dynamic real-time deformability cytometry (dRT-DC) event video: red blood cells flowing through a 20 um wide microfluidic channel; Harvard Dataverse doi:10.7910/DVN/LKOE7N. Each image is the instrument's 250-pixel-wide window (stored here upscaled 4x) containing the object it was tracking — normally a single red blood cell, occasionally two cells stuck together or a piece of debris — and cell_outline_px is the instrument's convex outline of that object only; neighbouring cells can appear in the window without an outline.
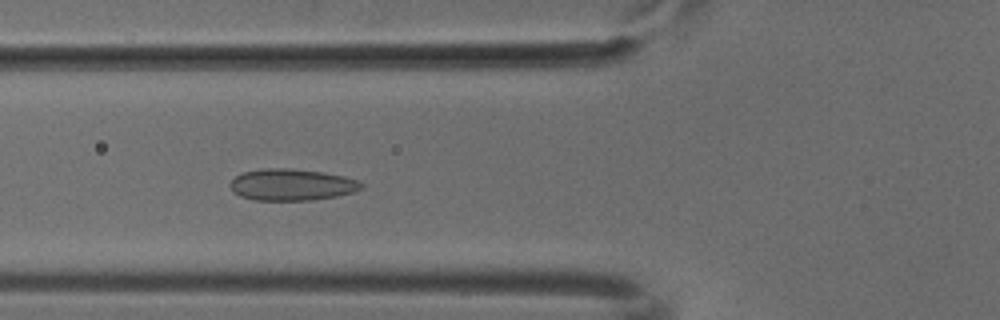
{"species": "common noctule bat (a hibernating species)", "species_latin": "Nyctalus noctula", "temperature_condition": "cold", "stored_images_in_passage": 50, "camera_frame_rate_fps": 3000, "um_per_image_px": 0.085, "animal": {"sex": "male", "body_mass_g": 18.8}, "frame": {"image": 1, "passage_image": 18, "time_ms": 5.667, "image_size_px": [1000, 320], "cell_outline_px": [[364, 188], [352, 192], [336, 196], [312, 200], [256, 200], [240, 196], [232, 192], [228, 184], [240, 172], [260, 168], [292, 168], [324, 172], [344, 176], [356, 180], [364, 184]], "centroid_in_image_um": [24.76, 15.69], "position_along_channel_um": 101.0, "area_um2": 24.45}}
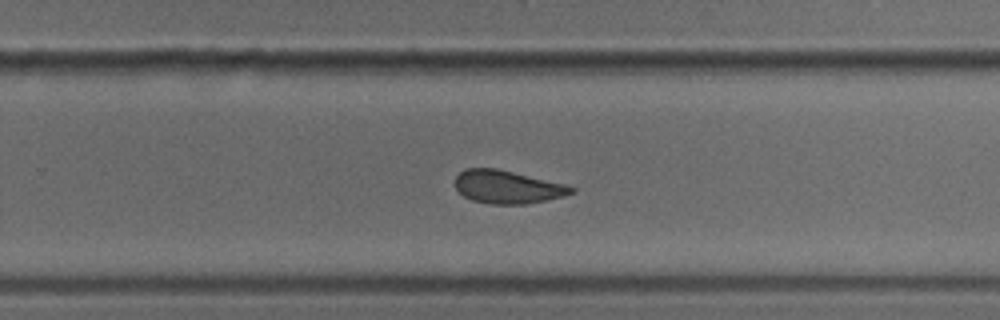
{"frame": {"image": 2, "passage_image": 32, "time_ms": 10.333, "image_size_px": [1000, 320], "cell_outline_px": [[576, 192], [564, 196], [524, 204], [488, 204], [472, 200], [464, 196], [456, 188], [456, 176], [464, 168], [496, 168], [564, 184], [576, 188]], "centroid_in_image_um": [43.12, 15.89], "position_along_channel_um": 286.7, "area_um2": 22.2}}
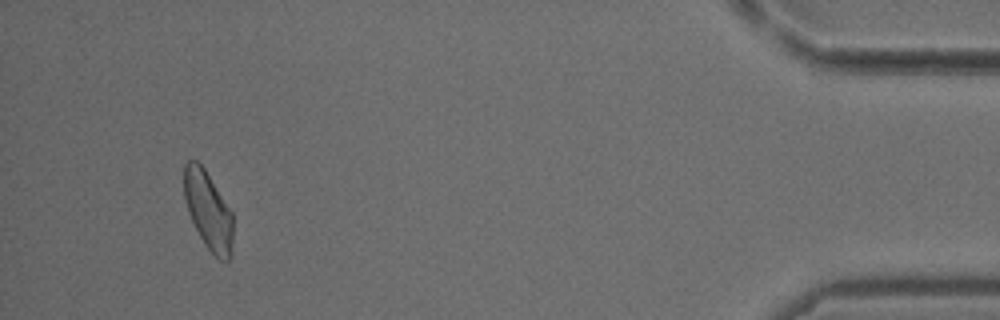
{"frame": {"image": 3, "passage_image": 47, "time_ms": 15.333, "image_size_px": [1000, 320], "cell_outline_px": [[232, 256], [228, 260], [220, 260], [208, 248], [200, 236], [188, 212], [184, 196], [184, 164], [188, 160], [196, 160], [204, 168], [232, 212]], "centroid_in_image_um": [17.7, 17.88], "position_along_channel_um": 417.5, "area_um2": 21.96}}